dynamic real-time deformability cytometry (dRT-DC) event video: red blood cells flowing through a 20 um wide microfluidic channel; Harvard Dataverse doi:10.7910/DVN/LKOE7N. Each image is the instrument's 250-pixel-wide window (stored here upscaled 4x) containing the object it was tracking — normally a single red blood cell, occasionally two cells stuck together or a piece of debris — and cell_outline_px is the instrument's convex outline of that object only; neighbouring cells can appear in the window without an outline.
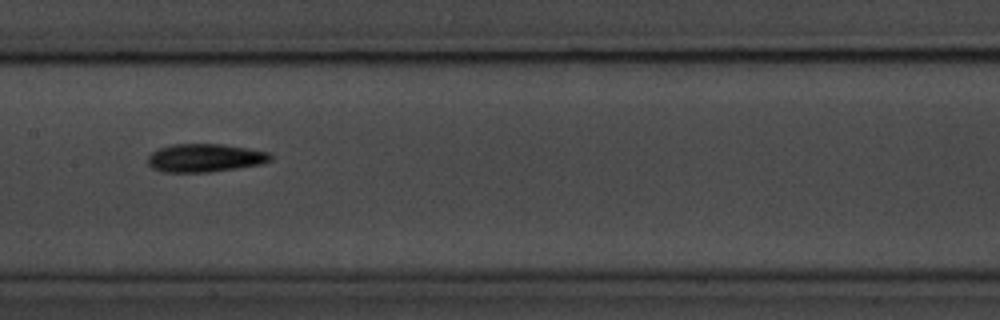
{"species": "common noctule bat (a hibernating species)", "species_latin": "Nyctalus noctula", "temperature_condition": "room temperature", "stored_images_in_passage": 14, "camera_frame_rate_fps": 3000, "um_per_image_px": 0.085, "animal": {"sex": "male", "body_mass_g": 20.1, "forearm_length_mm": 53.5}, "frame": {"image": 1, "passage_image": 7, "time_ms": 7.667, "image_size_px": [1000, 320], "cell_outline_px": [[272, 160], [260, 164], [236, 168], [208, 172], [160, 172], [152, 168], [148, 164], [148, 156], [152, 152], [160, 148], [172, 144], [224, 144], [248, 148], [268, 152], [272, 156]], "centroid_in_image_um": [17.4, 13.42], "position_along_channel_um": 190.0, "area_um2": 20.17}}
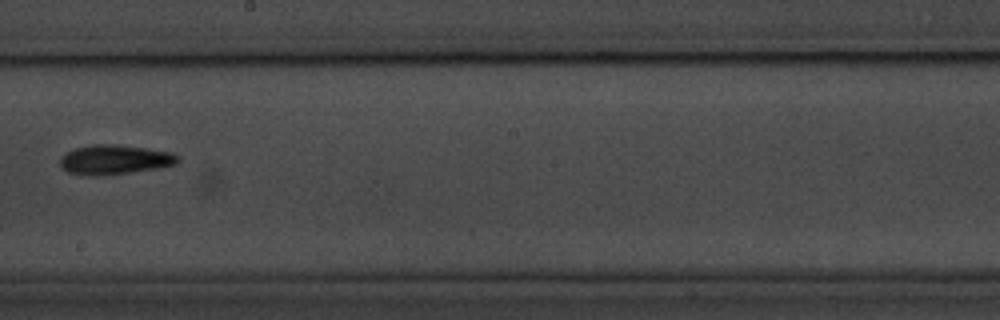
{"frame": {"image": 2, "passage_image": 8, "time_ms": 9.0, "image_size_px": [1000, 320], "cell_outline_px": [[180, 160], [176, 164], [160, 168], [128, 172], [92, 176], [88, 176], [68, 172], [60, 164], [60, 156], [76, 148], [92, 144], [116, 144], [148, 148], [172, 152], [180, 156]], "centroid_in_image_um": [9.78, 13.56], "position_along_channel_um": 238.4, "area_um2": 20.29}}
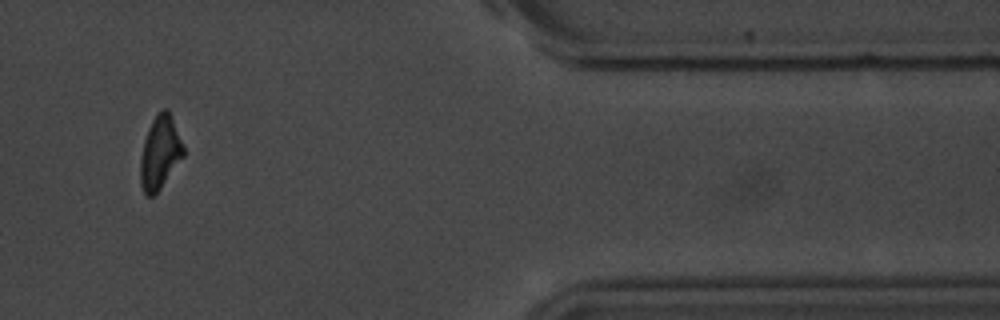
{"frame": {"image": 3, "passage_image": 12, "time_ms": 14.333, "image_size_px": [1000, 320], "cell_outline_px": [[184, 156], [160, 188], [152, 196], [148, 196], [144, 192], [140, 184], [140, 156], [144, 140], [148, 128], [156, 112], [160, 108], [168, 108], [172, 116], [184, 148]], "centroid_in_image_um": [13.59, 12.92], "position_along_channel_um": 397.8, "area_um2": 18.44}, "authors_computed_cell_mechanics": {"area_um2": 18.785, "velocity_mm_per_s": 3.6511, "shape_relaxation_time_tau1_ms": 5.291, "shape_relaxation_time_tau2_ms": null, "deformation_change_tau1": 0.1526, "deformation_change_tau2": null}}